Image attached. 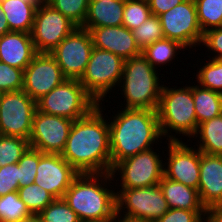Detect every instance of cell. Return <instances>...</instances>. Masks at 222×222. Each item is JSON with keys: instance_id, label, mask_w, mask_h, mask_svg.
I'll use <instances>...</instances> for the list:
<instances>
[{"instance_id": "obj_1", "label": "cell", "mask_w": 222, "mask_h": 222, "mask_svg": "<svg viewBox=\"0 0 222 222\" xmlns=\"http://www.w3.org/2000/svg\"><path fill=\"white\" fill-rule=\"evenodd\" d=\"M103 101L88 115L74 120L61 156L78 173H110L109 124ZM104 105V107H103Z\"/></svg>"}, {"instance_id": "obj_2", "label": "cell", "mask_w": 222, "mask_h": 222, "mask_svg": "<svg viewBox=\"0 0 222 222\" xmlns=\"http://www.w3.org/2000/svg\"><path fill=\"white\" fill-rule=\"evenodd\" d=\"M111 108L108 117L112 167L125 158L162 143V133L156 110ZM161 140V141H159ZM155 143V145H154Z\"/></svg>"}, {"instance_id": "obj_3", "label": "cell", "mask_w": 222, "mask_h": 222, "mask_svg": "<svg viewBox=\"0 0 222 222\" xmlns=\"http://www.w3.org/2000/svg\"><path fill=\"white\" fill-rule=\"evenodd\" d=\"M110 183H114L111 173H79L62 198L80 220H113L116 187Z\"/></svg>"}, {"instance_id": "obj_4", "label": "cell", "mask_w": 222, "mask_h": 222, "mask_svg": "<svg viewBox=\"0 0 222 222\" xmlns=\"http://www.w3.org/2000/svg\"><path fill=\"white\" fill-rule=\"evenodd\" d=\"M158 72L142 54L126 59L122 78L116 90L120 93L115 91L116 94L123 96L121 98L124 99V105L118 102L117 104L121 105L117 107L157 110L164 83L163 79H159L161 73Z\"/></svg>"}, {"instance_id": "obj_5", "label": "cell", "mask_w": 222, "mask_h": 222, "mask_svg": "<svg viewBox=\"0 0 222 222\" xmlns=\"http://www.w3.org/2000/svg\"><path fill=\"white\" fill-rule=\"evenodd\" d=\"M188 84L177 88L163 83L156 111L162 136L164 139L167 137L165 142L182 140L181 137L185 136L192 143L190 139L197 131L193 83L188 81ZM178 134L182 135L178 138Z\"/></svg>"}, {"instance_id": "obj_6", "label": "cell", "mask_w": 222, "mask_h": 222, "mask_svg": "<svg viewBox=\"0 0 222 222\" xmlns=\"http://www.w3.org/2000/svg\"><path fill=\"white\" fill-rule=\"evenodd\" d=\"M36 106L40 112L74 121L88 115L98 103L85 90L79 79H66L37 100Z\"/></svg>"}, {"instance_id": "obj_7", "label": "cell", "mask_w": 222, "mask_h": 222, "mask_svg": "<svg viewBox=\"0 0 222 222\" xmlns=\"http://www.w3.org/2000/svg\"><path fill=\"white\" fill-rule=\"evenodd\" d=\"M124 61L112 52L93 47L88 65L79 81L97 103L105 101L106 97L110 98L111 92L114 93L118 88Z\"/></svg>"}, {"instance_id": "obj_8", "label": "cell", "mask_w": 222, "mask_h": 222, "mask_svg": "<svg viewBox=\"0 0 222 222\" xmlns=\"http://www.w3.org/2000/svg\"><path fill=\"white\" fill-rule=\"evenodd\" d=\"M160 152L151 148L117 162L110 172L114 186H117L115 189H133L159 184L164 176V161Z\"/></svg>"}, {"instance_id": "obj_9", "label": "cell", "mask_w": 222, "mask_h": 222, "mask_svg": "<svg viewBox=\"0 0 222 222\" xmlns=\"http://www.w3.org/2000/svg\"><path fill=\"white\" fill-rule=\"evenodd\" d=\"M169 210L159 184L116 190V213L130 219L154 222Z\"/></svg>"}, {"instance_id": "obj_10", "label": "cell", "mask_w": 222, "mask_h": 222, "mask_svg": "<svg viewBox=\"0 0 222 222\" xmlns=\"http://www.w3.org/2000/svg\"><path fill=\"white\" fill-rule=\"evenodd\" d=\"M36 110V101L23 89L3 93L0 101V135L29 140Z\"/></svg>"}, {"instance_id": "obj_11", "label": "cell", "mask_w": 222, "mask_h": 222, "mask_svg": "<svg viewBox=\"0 0 222 222\" xmlns=\"http://www.w3.org/2000/svg\"><path fill=\"white\" fill-rule=\"evenodd\" d=\"M164 38L179 42L188 51L200 47L203 33L194 0H185L159 15ZM189 47V48H188ZM195 47V48H193Z\"/></svg>"}, {"instance_id": "obj_12", "label": "cell", "mask_w": 222, "mask_h": 222, "mask_svg": "<svg viewBox=\"0 0 222 222\" xmlns=\"http://www.w3.org/2000/svg\"><path fill=\"white\" fill-rule=\"evenodd\" d=\"M93 47L90 31L77 27L50 54L67 79H80L88 65Z\"/></svg>"}, {"instance_id": "obj_13", "label": "cell", "mask_w": 222, "mask_h": 222, "mask_svg": "<svg viewBox=\"0 0 222 222\" xmlns=\"http://www.w3.org/2000/svg\"><path fill=\"white\" fill-rule=\"evenodd\" d=\"M77 26L47 2L36 8L31 32L37 53H50Z\"/></svg>"}, {"instance_id": "obj_14", "label": "cell", "mask_w": 222, "mask_h": 222, "mask_svg": "<svg viewBox=\"0 0 222 222\" xmlns=\"http://www.w3.org/2000/svg\"><path fill=\"white\" fill-rule=\"evenodd\" d=\"M168 142V143H167ZM163 175L169 180L180 182L198 190L200 179V151L190 146V141H167ZM189 142V144H188ZM190 146V147H189ZM194 147V148H193Z\"/></svg>"}, {"instance_id": "obj_15", "label": "cell", "mask_w": 222, "mask_h": 222, "mask_svg": "<svg viewBox=\"0 0 222 222\" xmlns=\"http://www.w3.org/2000/svg\"><path fill=\"white\" fill-rule=\"evenodd\" d=\"M73 120L35 111L29 146L42 153L61 154L66 145Z\"/></svg>"}, {"instance_id": "obj_16", "label": "cell", "mask_w": 222, "mask_h": 222, "mask_svg": "<svg viewBox=\"0 0 222 222\" xmlns=\"http://www.w3.org/2000/svg\"><path fill=\"white\" fill-rule=\"evenodd\" d=\"M66 79L50 53H37L24 69L23 90L37 101Z\"/></svg>"}, {"instance_id": "obj_17", "label": "cell", "mask_w": 222, "mask_h": 222, "mask_svg": "<svg viewBox=\"0 0 222 222\" xmlns=\"http://www.w3.org/2000/svg\"><path fill=\"white\" fill-rule=\"evenodd\" d=\"M34 183L44 188L55 199L63 197L79 174L62 156L57 153L39 151V164Z\"/></svg>"}, {"instance_id": "obj_18", "label": "cell", "mask_w": 222, "mask_h": 222, "mask_svg": "<svg viewBox=\"0 0 222 222\" xmlns=\"http://www.w3.org/2000/svg\"><path fill=\"white\" fill-rule=\"evenodd\" d=\"M85 29L90 31L94 47L112 52L124 60L142 53L133 32L123 25Z\"/></svg>"}, {"instance_id": "obj_19", "label": "cell", "mask_w": 222, "mask_h": 222, "mask_svg": "<svg viewBox=\"0 0 222 222\" xmlns=\"http://www.w3.org/2000/svg\"><path fill=\"white\" fill-rule=\"evenodd\" d=\"M198 194L205 208L222 206V155L200 152Z\"/></svg>"}, {"instance_id": "obj_20", "label": "cell", "mask_w": 222, "mask_h": 222, "mask_svg": "<svg viewBox=\"0 0 222 222\" xmlns=\"http://www.w3.org/2000/svg\"><path fill=\"white\" fill-rule=\"evenodd\" d=\"M37 54L31 33L10 31L0 37V61L24 70Z\"/></svg>"}, {"instance_id": "obj_21", "label": "cell", "mask_w": 222, "mask_h": 222, "mask_svg": "<svg viewBox=\"0 0 222 222\" xmlns=\"http://www.w3.org/2000/svg\"><path fill=\"white\" fill-rule=\"evenodd\" d=\"M124 0L90 1L83 28L123 25Z\"/></svg>"}, {"instance_id": "obj_22", "label": "cell", "mask_w": 222, "mask_h": 222, "mask_svg": "<svg viewBox=\"0 0 222 222\" xmlns=\"http://www.w3.org/2000/svg\"><path fill=\"white\" fill-rule=\"evenodd\" d=\"M159 186L163 192L165 200L167 201L169 209H206L200 201L197 189L174 180H169L164 176L160 180Z\"/></svg>"}, {"instance_id": "obj_23", "label": "cell", "mask_w": 222, "mask_h": 222, "mask_svg": "<svg viewBox=\"0 0 222 222\" xmlns=\"http://www.w3.org/2000/svg\"><path fill=\"white\" fill-rule=\"evenodd\" d=\"M10 31L31 33L36 7L22 0H2L0 3Z\"/></svg>"}, {"instance_id": "obj_24", "label": "cell", "mask_w": 222, "mask_h": 222, "mask_svg": "<svg viewBox=\"0 0 222 222\" xmlns=\"http://www.w3.org/2000/svg\"><path fill=\"white\" fill-rule=\"evenodd\" d=\"M193 138L200 152L222 155V114L199 124Z\"/></svg>"}, {"instance_id": "obj_25", "label": "cell", "mask_w": 222, "mask_h": 222, "mask_svg": "<svg viewBox=\"0 0 222 222\" xmlns=\"http://www.w3.org/2000/svg\"><path fill=\"white\" fill-rule=\"evenodd\" d=\"M185 50L187 49L179 42L163 38L146 46L141 54L155 69L160 67L162 70L161 67H166L167 64L172 69V66H170L171 63H173L172 60H177L179 58L178 54L180 55V53H182L180 51L186 54L184 53Z\"/></svg>"}, {"instance_id": "obj_26", "label": "cell", "mask_w": 222, "mask_h": 222, "mask_svg": "<svg viewBox=\"0 0 222 222\" xmlns=\"http://www.w3.org/2000/svg\"><path fill=\"white\" fill-rule=\"evenodd\" d=\"M195 84L193 85V100L199 125L222 114V94Z\"/></svg>"}, {"instance_id": "obj_27", "label": "cell", "mask_w": 222, "mask_h": 222, "mask_svg": "<svg viewBox=\"0 0 222 222\" xmlns=\"http://www.w3.org/2000/svg\"><path fill=\"white\" fill-rule=\"evenodd\" d=\"M202 33L222 27V0H194Z\"/></svg>"}, {"instance_id": "obj_28", "label": "cell", "mask_w": 222, "mask_h": 222, "mask_svg": "<svg viewBox=\"0 0 222 222\" xmlns=\"http://www.w3.org/2000/svg\"><path fill=\"white\" fill-rule=\"evenodd\" d=\"M17 192L33 215H38L55 200L49 192L35 183L19 187Z\"/></svg>"}, {"instance_id": "obj_29", "label": "cell", "mask_w": 222, "mask_h": 222, "mask_svg": "<svg viewBox=\"0 0 222 222\" xmlns=\"http://www.w3.org/2000/svg\"><path fill=\"white\" fill-rule=\"evenodd\" d=\"M206 63L201 68L195 70L196 75L194 80L203 88L210 89L222 94V59H207Z\"/></svg>"}, {"instance_id": "obj_30", "label": "cell", "mask_w": 222, "mask_h": 222, "mask_svg": "<svg viewBox=\"0 0 222 222\" xmlns=\"http://www.w3.org/2000/svg\"><path fill=\"white\" fill-rule=\"evenodd\" d=\"M31 215L17 191L0 197V222H19Z\"/></svg>"}, {"instance_id": "obj_31", "label": "cell", "mask_w": 222, "mask_h": 222, "mask_svg": "<svg viewBox=\"0 0 222 222\" xmlns=\"http://www.w3.org/2000/svg\"><path fill=\"white\" fill-rule=\"evenodd\" d=\"M90 0H47V3L72 21L77 27L84 24Z\"/></svg>"}, {"instance_id": "obj_32", "label": "cell", "mask_w": 222, "mask_h": 222, "mask_svg": "<svg viewBox=\"0 0 222 222\" xmlns=\"http://www.w3.org/2000/svg\"><path fill=\"white\" fill-rule=\"evenodd\" d=\"M28 147L27 139L0 135V167L18 163Z\"/></svg>"}, {"instance_id": "obj_33", "label": "cell", "mask_w": 222, "mask_h": 222, "mask_svg": "<svg viewBox=\"0 0 222 222\" xmlns=\"http://www.w3.org/2000/svg\"><path fill=\"white\" fill-rule=\"evenodd\" d=\"M137 45L141 50L152 43L163 39L164 33L161 27L159 16L151 15L140 24L139 27L132 30Z\"/></svg>"}, {"instance_id": "obj_34", "label": "cell", "mask_w": 222, "mask_h": 222, "mask_svg": "<svg viewBox=\"0 0 222 222\" xmlns=\"http://www.w3.org/2000/svg\"><path fill=\"white\" fill-rule=\"evenodd\" d=\"M147 0H124L123 26L134 30L151 16Z\"/></svg>"}, {"instance_id": "obj_35", "label": "cell", "mask_w": 222, "mask_h": 222, "mask_svg": "<svg viewBox=\"0 0 222 222\" xmlns=\"http://www.w3.org/2000/svg\"><path fill=\"white\" fill-rule=\"evenodd\" d=\"M43 222H79L78 215L63 198L55 199L39 214Z\"/></svg>"}, {"instance_id": "obj_36", "label": "cell", "mask_w": 222, "mask_h": 222, "mask_svg": "<svg viewBox=\"0 0 222 222\" xmlns=\"http://www.w3.org/2000/svg\"><path fill=\"white\" fill-rule=\"evenodd\" d=\"M39 164V150L28 147L18 161L19 187L34 183Z\"/></svg>"}, {"instance_id": "obj_37", "label": "cell", "mask_w": 222, "mask_h": 222, "mask_svg": "<svg viewBox=\"0 0 222 222\" xmlns=\"http://www.w3.org/2000/svg\"><path fill=\"white\" fill-rule=\"evenodd\" d=\"M24 70L11 67L0 61V91L11 92L23 89Z\"/></svg>"}, {"instance_id": "obj_38", "label": "cell", "mask_w": 222, "mask_h": 222, "mask_svg": "<svg viewBox=\"0 0 222 222\" xmlns=\"http://www.w3.org/2000/svg\"><path fill=\"white\" fill-rule=\"evenodd\" d=\"M19 165L8 164L0 167V197L18 191L19 188Z\"/></svg>"}, {"instance_id": "obj_39", "label": "cell", "mask_w": 222, "mask_h": 222, "mask_svg": "<svg viewBox=\"0 0 222 222\" xmlns=\"http://www.w3.org/2000/svg\"><path fill=\"white\" fill-rule=\"evenodd\" d=\"M205 210L169 209L154 222H204Z\"/></svg>"}, {"instance_id": "obj_40", "label": "cell", "mask_w": 222, "mask_h": 222, "mask_svg": "<svg viewBox=\"0 0 222 222\" xmlns=\"http://www.w3.org/2000/svg\"><path fill=\"white\" fill-rule=\"evenodd\" d=\"M200 46V49L204 46L211 55V57L210 55L206 57L211 59H222V27L213 28L203 33Z\"/></svg>"}, {"instance_id": "obj_41", "label": "cell", "mask_w": 222, "mask_h": 222, "mask_svg": "<svg viewBox=\"0 0 222 222\" xmlns=\"http://www.w3.org/2000/svg\"><path fill=\"white\" fill-rule=\"evenodd\" d=\"M149 8L153 15L159 16L160 14L169 11L178 4L185 0H147Z\"/></svg>"}, {"instance_id": "obj_42", "label": "cell", "mask_w": 222, "mask_h": 222, "mask_svg": "<svg viewBox=\"0 0 222 222\" xmlns=\"http://www.w3.org/2000/svg\"><path fill=\"white\" fill-rule=\"evenodd\" d=\"M204 222H222V206L206 208Z\"/></svg>"}, {"instance_id": "obj_43", "label": "cell", "mask_w": 222, "mask_h": 222, "mask_svg": "<svg viewBox=\"0 0 222 222\" xmlns=\"http://www.w3.org/2000/svg\"><path fill=\"white\" fill-rule=\"evenodd\" d=\"M8 32H10V28L0 5V37Z\"/></svg>"}, {"instance_id": "obj_44", "label": "cell", "mask_w": 222, "mask_h": 222, "mask_svg": "<svg viewBox=\"0 0 222 222\" xmlns=\"http://www.w3.org/2000/svg\"><path fill=\"white\" fill-rule=\"evenodd\" d=\"M113 222H146V221L126 218L116 213Z\"/></svg>"}, {"instance_id": "obj_45", "label": "cell", "mask_w": 222, "mask_h": 222, "mask_svg": "<svg viewBox=\"0 0 222 222\" xmlns=\"http://www.w3.org/2000/svg\"><path fill=\"white\" fill-rule=\"evenodd\" d=\"M19 222H43L39 215H31L25 219H22Z\"/></svg>"}, {"instance_id": "obj_46", "label": "cell", "mask_w": 222, "mask_h": 222, "mask_svg": "<svg viewBox=\"0 0 222 222\" xmlns=\"http://www.w3.org/2000/svg\"><path fill=\"white\" fill-rule=\"evenodd\" d=\"M22 1L32 4L36 8L40 7L41 5H43L47 2V0H22Z\"/></svg>"}, {"instance_id": "obj_47", "label": "cell", "mask_w": 222, "mask_h": 222, "mask_svg": "<svg viewBox=\"0 0 222 222\" xmlns=\"http://www.w3.org/2000/svg\"><path fill=\"white\" fill-rule=\"evenodd\" d=\"M79 222H113V220L96 221V220H80Z\"/></svg>"}, {"instance_id": "obj_48", "label": "cell", "mask_w": 222, "mask_h": 222, "mask_svg": "<svg viewBox=\"0 0 222 222\" xmlns=\"http://www.w3.org/2000/svg\"><path fill=\"white\" fill-rule=\"evenodd\" d=\"M2 95H3V92L0 91V101H1Z\"/></svg>"}, {"instance_id": "obj_49", "label": "cell", "mask_w": 222, "mask_h": 222, "mask_svg": "<svg viewBox=\"0 0 222 222\" xmlns=\"http://www.w3.org/2000/svg\"><path fill=\"white\" fill-rule=\"evenodd\" d=\"M90 1H103V0H90ZM105 1H110V0H105Z\"/></svg>"}]
</instances>
